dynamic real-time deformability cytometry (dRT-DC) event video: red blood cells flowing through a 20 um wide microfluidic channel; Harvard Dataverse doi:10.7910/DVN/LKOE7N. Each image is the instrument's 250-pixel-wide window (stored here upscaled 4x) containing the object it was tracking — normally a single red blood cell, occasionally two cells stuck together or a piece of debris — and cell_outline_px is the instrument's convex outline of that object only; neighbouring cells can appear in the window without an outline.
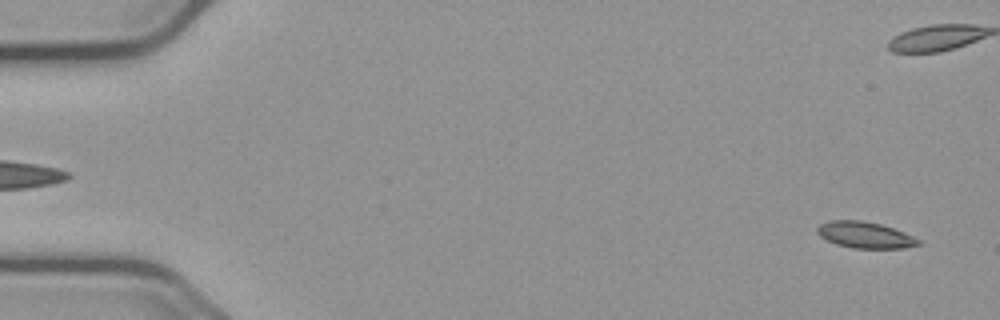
{"species": "common noctule bat (a hibernating species)", "species_latin": "Nyctalus noctula", "temperature_condition": "cold", "stored_images_in_passage": 55, "camera_frame_rate_fps": 3000, "um_per_image_px": 0.085, "animal": {"sex": "male", "body_mass_g": 23.1, "forearm_length_mm": 52.7}, "frame": {"image": 1, "passage_image": 2, "time_ms": 0.333, "image_size_px": [1000, 320], "cell_outline_px": [[920, 244], [904, 248], [852, 248], [836, 244], [820, 236], [816, 232], [816, 228], [820, 224], [828, 220], [860, 220], [880, 224], [904, 232], [920, 240]], "centroid_in_image_um": [73.49, 19.96], "position_along_channel_um": 11.5, "area_um2": 15.43}}
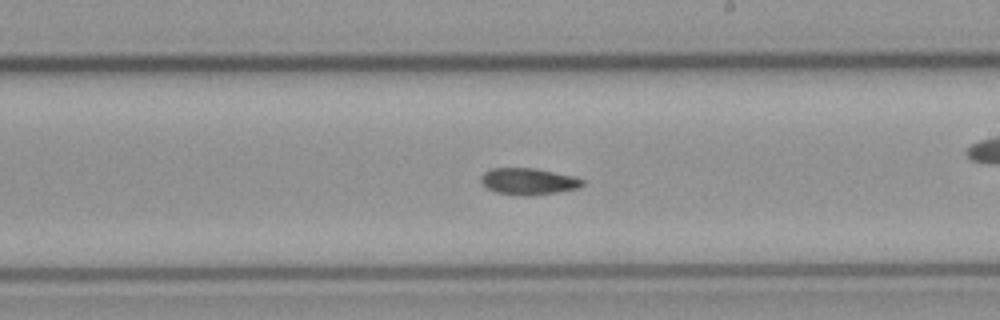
{"frame": {"image": 2, "passage_image": 32, "time_ms": 10.333, "image_size_px": [1000, 320], "cell_outline_px": [[584, 184], [576, 188], [556, 192], [528, 196], [520, 196], [496, 192], [488, 188], [480, 180], [480, 176], [484, 172], [492, 168], [536, 168], [572, 176], [584, 180]], "centroid_in_image_um": [44.88, 15.41], "position_along_channel_um": 244.1, "area_um2": 15.61}}
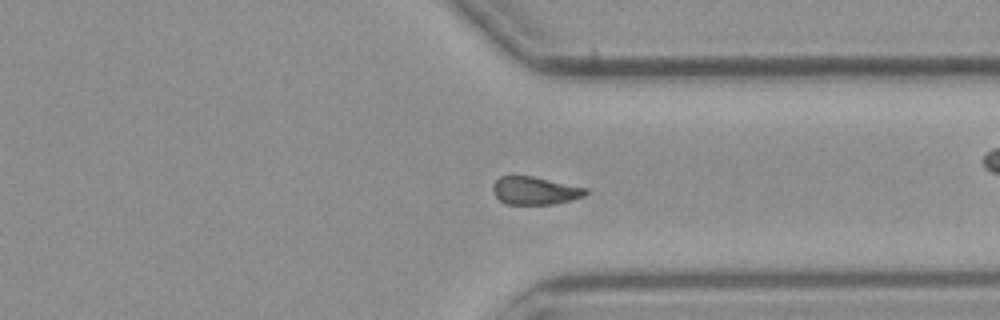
{"frame": {"image": 3, "passage_image": 42, "time_ms": 13.667, "image_size_px": [1000, 320], "cell_outline_px": [[588, 192], [584, 196], [572, 200], [552, 204], [508, 204], [500, 200], [496, 196], [492, 188], [492, 184], [500, 176], [532, 176], [588, 188]], "centroid_in_image_um": [45.48, 16.2], "position_along_channel_um": 365.9, "area_um2": 15.03}}